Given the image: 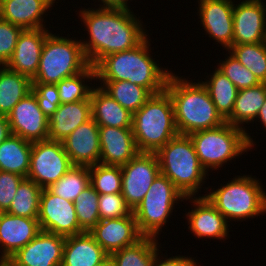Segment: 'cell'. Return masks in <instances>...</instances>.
<instances>
[{
  "instance_id": "obj_20",
  "label": "cell",
  "mask_w": 266,
  "mask_h": 266,
  "mask_svg": "<svg viewBox=\"0 0 266 266\" xmlns=\"http://www.w3.org/2000/svg\"><path fill=\"white\" fill-rule=\"evenodd\" d=\"M48 29L22 30L13 55L5 66L12 71L28 76L32 80L37 74L44 41L51 32Z\"/></svg>"
},
{
  "instance_id": "obj_8",
  "label": "cell",
  "mask_w": 266,
  "mask_h": 266,
  "mask_svg": "<svg viewBox=\"0 0 266 266\" xmlns=\"http://www.w3.org/2000/svg\"><path fill=\"white\" fill-rule=\"evenodd\" d=\"M189 136L200 164L208 174L252 149L246 131L227 122L217 128L195 131Z\"/></svg>"
},
{
  "instance_id": "obj_38",
  "label": "cell",
  "mask_w": 266,
  "mask_h": 266,
  "mask_svg": "<svg viewBox=\"0 0 266 266\" xmlns=\"http://www.w3.org/2000/svg\"><path fill=\"white\" fill-rule=\"evenodd\" d=\"M97 191L89 185L75 199V211L83 232H90L100 221Z\"/></svg>"
},
{
  "instance_id": "obj_18",
  "label": "cell",
  "mask_w": 266,
  "mask_h": 266,
  "mask_svg": "<svg viewBox=\"0 0 266 266\" xmlns=\"http://www.w3.org/2000/svg\"><path fill=\"white\" fill-rule=\"evenodd\" d=\"M41 231L38 218L0 212V266Z\"/></svg>"
},
{
  "instance_id": "obj_39",
  "label": "cell",
  "mask_w": 266,
  "mask_h": 266,
  "mask_svg": "<svg viewBox=\"0 0 266 266\" xmlns=\"http://www.w3.org/2000/svg\"><path fill=\"white\" fill-rule=\"evenodd\" d=\"M225 60H220L216 68L227 76L238 90L256 86L261 82L244 65L228 52Z\"/></svg>"
},
{
  "instance_id": "obj_17",
  "label": "cell",
  "mask_w": 266,
  "mask_h": 266,
  "mask_svg": "<svg viewBox=\"0 0 266 266\" xmlns=\"http://www.w3.org/2000/svg\"><path fill=\"white\" fill-rule=\"evenodd\" d=\"M240 1L233 6V44L266 42L265 0Z\"/></svg>"
},
{
  "instance_id": "obj_47",
  "label": "cell",
  "mask_w": 266,
  "mask_h": 266,
  "mask_svg": "<svg viewBox=\"0 0 266 266\" xmlns=\"http://www.w3.org/2000/svg\"><path fill=\"white\" fill-rule=\"evenodd\" d=\"M256 121L258 123L259 122L261 123L259 125L263 124L262 127L265 128L264 130H266V100H265L264 104L262 105V107L260 108V111H259V113H258V115H257V117L255 119V123H256Z\"/></svg>"
},
{
  "instance_id": "obj_24",
  "label": "cell",
  "mask_w": 266,
  "mask_h": 266,
  "mask_svg": "<svg viewBox=\"0 0 266 266\" xmlns=\"http://www.w3.org/2000/svg\"><path fill=\"white\" fill-rule=\"evenodd\" d=\"M92 118L91 100L61 103L50 116L48 139L62 142L78 126Z\"/></svg>"
},
{
  "instance_id": "obj_32",
  "label": "cell",
  "mask_w": 266,
  "mask_h": 266,
  "mask_svg": "<svg viewBox=\"0 0 266 266\" xmlns=\"http://www.w3.org/2000/svg\"><path fill=\"white\" fill-rule=\"evenodd\" d=\"M96 82H98L97 85L132 114L138 111L152 96L146 88L127 80Z\"/></svg>"
},
{
  "instance_id": "obj_36",
  "label": "cell",
  "mask_w": 266,
  "mask_h": 266,
  "mask_svg": "<svg viewBox=\"0 0 266 266\" xmlns=\"http://www.w3.org/2000/svg\"><path fill=\"white\" fill-rule=\"evenodd\" d=\"M89 185V167L73 165L63 177L48 189L62 199L74 202L76 197Z\"/></svg>"
},
{
  "instance_id": "obj_26",
  "label": "cell",
  "mask_w": 266,
  "mask_h": 266,
  "mask_svg": "<svg viewBox=\"0 0 266 266\" xmlns=\"http://www.w3.org/2000/svg\"><path fill=\"white\" fill-rule=\"evenodd\" d=\"M266 100V83H260L238 91L237 98L231 116L227 123L246 131L247 141L253 149L256 145L253 137L248 133L245 124L253 123Z\"/></svg>"
},
{
  "instance_id": "obj_16",
  "label": "cell",
  "mask_w": 266,
  "mask_h": 266,
  "mask_svg": "<svg viewBox=\"0 0 266 266\" xmlns=\"http://www.w3.org/2000/svg\"><path fill=\"white\" fill-rule=\"evenodd\" d=\"M197 15L205 34L227 52L233 45V6L235 0H197ZM199 13V14H198Z\"/></svg>"
},
{
  "instance_id": "obj_37",
  "label": "cell",
  "mask_w": 266,
  "mask_h": 266,
  "mask_svg": "<svg viewBox=\"0 0 266 266\" xmlns=\"http://www.w3.org/2000/svg\"><path fill=\"white\" fill-rule=\"evenodd\" d=\"M90 185L99 195L121 193V166L98 163L89 167Z\"/></svg>"
},
{
  "instance_id": "obj_45",
  "label": "cell",
  "mask_w": 266,
  "mask_h": 266,
  "mask_svg": "<svg viewBox=\"0 0 266 266\" xmlns=\"http://www.w3.org/2000/svg\"><path fill=\"white\" fill-rule=\"evenodd\" d=\"M130 1L132 0H98L101 4H98V7L104 8H122V9H130Z\"/></svg>"
},
{
  "instance_id": "obj_9",
  "label": "cell",
  "mask_w": 266,
  "mask_h": 266,
  "mask_svg": "<svg viewBox=\"0 0 266 266\" xmlns=\"http://www.w3.org/2000/svg\"><path fill=\"white\" fill-rule=\"evenodd\" d=\"M185 197L175 185L161 173L153 181L142 202L133 211L137 226L143 236L159 239L164 225L173 215L175 205L184 202Z\"/></svg>"
},
{
  "instance_id": "obj_48",
  "label": "cell",
  "mask_w": 266,
  "mask_h": 266,
  "mask_svg": "<svg viewBox=\"0 0 266 266\" xmlns=\"http://www.w3.org/2000/svg\"><path fill=\"white\" fill-rule=\"evenodd\" d=\"M96 266H114L110 257Z\"/></svg>"
},
{
  "instance_id": "obj_35",
  "label": "cell",
  "mask_w": 266,
  "mask_h": 266,
  "mask_svg": "<svg viewBox=\"0 0 266 266\" xmlns=\"http://www.w3.org/2000/svg\"><path fill=\"white\" fill-rule=\"evenodd\" d=\"M227 51L249 69L261 83H266V42L233 44Z\"/></svg>"
},
{
  "instance_id": "obj_4",
  "label": "cell",
  "mask_w": 266,
  "mask_h": 266,
  "mask_svg": "<svg viewBox=\"0 0 266 266\" xmlns=\"http://www.w3.org/2000/svg\"><path fill=\"white\" fill-rule=\"evenodd\" d=\"M156 155L160 173L166 176L184 197L201 196L198 194L201 189L205 190L204 193L207 192L208 188L203 186L211 174H208L200 164L189 135L178 134L173 137L156 152Z\"/></svg>"
},
{
  "instance_id": "obj_19",
  "label": "cell",
  "mask_w": 266,
  "mask_h": 266,
  "mask_svg": "<svg viewBox=\"0 0 266 266\" xmlns=\"http://www.w3.org/2000/svg\"><path fill=\"white\" fill-rule=\"evenodd\" d=\"M89 233L109 255L143 237L134 213L125 217L100 220Z\"/></svg>"
},
{
  "instance_id": "obj_42",
  "label": "cell",
  "mask_w": 266,
  "mask_h": 266,
  "mask_svg": "<svg viewBox=\"0 0 266 266\" xmlns=\"http://www.w3.org/2000/svg\"><path fill=\"white\" fill-rule=\"evenodd\" d=\"M22 28L0 18V66H4L13 55Z\"/></svg>"
},
{
  "instance_id": "obj_46",
  "label": "cell",
  "mask_w": 266,
  "mask_h": 266,
  "mask_svg": "<svg viewBox=\"0 0 266 266\" xmlns=\"http://www.w3.org/2000/svg\"><path fill=\"white\" fill-rule=\"evenodd\" d=\"M8 118L5 115H0V144L11 135Z\"/></svg>"
},
{
  "instance_id": "obj_7",
  "label": "cell",
  "mask_w": 266,
  "mask_h": 266,
  "mask_svg": "<svg viewBox=\"0 0 266 266\" xmlns=\"http://www.w3.org/2000/svg\"><path fill=\"white\" fill-rule=\"evenodd\" d=\"M68 35L60 36L52 31L47 35L32 83L57 84L90 66L80 39Z\"/></svg>"
},
{
  "instance_id": "obj_33",
  "label": "cell",
  "mask_w": 266,
  "mask_h": 266,
  "mask_svg": "<svg viewBox=\"0 0 266 266\" xmlns=\"http://www.w3.org/2000/svg\"><path fill=\"white\" fill-rule=\"evenodd\" d=\"M42 190L33 180L24 178L6 212L21 217L38 218Z\"/></svg>"
},
{
  "instance_id": "obj_6",
  "label": "cell",
  "mask_w": 266,
  "mask_h": 266,
  "mask_svg": "<svg viewBox=\"0 0 266 266\" xmlns=\"http://www.w3.org/2000/svg\"><path fill=\"white\" fill-rule=\"evenodd\" d=\"M132 131L138 151L147 153H156L179 134L173 102L166 90L152 95L133 113Z\"/></svg>"
},
{
  "instance_id": "obj_12",
  "label": "cell",
  "mask_w": 266,
  "mask_h": 266,
  "mask_svg": "<svg viewBox=\"0 0 266 266\" xmlns=\"http://www.w3.org/2000/svg\"><path fill=\"white\" fill-rule=\"evenodd\" d=\"M38 221L42 231L64 237L83 233L78 223L74 202L62 199L48 188L40 196Z\"/></svg>"
},
{
  "instance_id": "obj_43",
  "label": "cell",
  "mask_w": 266,
  "mask_h": 266,
  "mask_svg": "<svg viewBox=\"0 0 266 266\" xmlns=\"http://www.w3.org/2000/svg\"><path fill=\"white\" fill-rule=\"evenodd\" d=\"M25 177L0 171V212H6L16 195L18 185Z\"/></svg>"
},
{
  "instance_id": "obj_28",
  "label": "cell",
  "mask_w": 266,
  "mask_h": 266,
  "mask_svg": "<svg viewBox=\"0 0 266 266\" xmlns=\"http://www.w3.org/2000/svg\"><path fill=\"white\" fill-rule=\"evenodd\" d=\"M32 142L11 134L0 144V171L27 178Z\"/></svg>"
},
{
  "instance_id": "obj_1",
  "label": "cell",
  "mask_w": 266,
  "mask_h": 266,
  "mask_svg": "<svg viewBox=\"0 0 266 266\" xmlns=\"http://www.w3.org/2000/svg\"><path fill=\"white\" fill-rule=\"evenodd\" d=\"M87 36L80 41L91 66L106 55L130 50L148 35L140 16L133 10L122 8H81L78 11ZM140 18V19H139Z\"/></svg>"
},
{
  "instance_id": "obj_40",
  "label": "cell",
  "mask_w": 266,
  "mask_h": 266,
  "mask_svg": "<svg viewBox=\"0 0 266 266\" xmlns=\"http://www.w3.org/2000/svg\"><path fill=\"white\" fill-rule=\"evenodd\" d=\"M98 210L100 220L125 217L133 213L121 193L99 195Z\"/></svg>"
},
{
  "instance_id": "obj_2",
  "label": "cell",
  "mask_w": 266,
  "mask_h": 266,
  "mask_svg": "<svg viewBox=\"0 0 266 266\" xmlns=\"http://www.w3.org/2000/svg\"><path fill=\"white\" fill-rule=\"evenodd\" d=\"M151 40L148 35L130 50L106 55L94 66L96 81L127 80L146 88L152 95L163 92L172 71L161 67L151 56Z\"/></svg>"
},
{
  "instance_id": "obj_22",
  "label": "cell",
  "mask_w": 266,
  "mask_h": 266,
  "mask_svg": "<svg viewBox=\"0 0 266 266\" xmlns=\"http://www.w3.org/2000/svg\"><path fill=\"white\" fill-rule=\"evenodd\" d=\"M100 163L122 166L138 153L132 128L99 126Z\"/></svg>"
},
{
  "instance_id": "obj_11",
  "label": "cell",
  "mask_w": 266,
  "mask_h": 266,
  "mask_svg": "<svg viewBox=\"0 0 266 266\" xmlns=\"http://www.w3.org/2000/svg\"><path fill=\"white\" fill-rule=\"evenodd\" d=\"M121 170V194L134 211L160 174L159 160L156 153L139 152L128 163L122 165Z\"/></svg>"
},
{
  "instance_id": "obj_29",
  "label": "cell",
  "mask_w": 266,
  "mask_h": 266,
  "mask_svg": "<svg viewBox=\"0 0 266 266\" xmlns=\"http://www.w3.org/2000/svg\"><path fill=\"white\" fill-rule=\"evenodd\" d=\"M32 80L23 74L0 66V115L7 116L13 107L31 92Z\"/></svg>"
},
{
  "instance_id": "obj_31",
  "label": "cell",
  "mask_w": 266,
  "mask_h": 266,
  "mask_svg": "<svg viewBox=\"0 0 266 266\" xmlns=\"http://www.w3.org/2000/svg\"><path fill=\"white\" fill-rule=\"evenodd\" d=\"M158 239L143 236L136 243L109 255L114 266H151L157 250L162 248Z\"/></svg>"
},
{
  "instance_id": "obj_25",
  "label": "cell",
  "mask_w": 266,
  "mask_h": 266,
  "mask_svg": "<svg viewBox=\"0 0 266 266\" xmlns=\"http://www.w3.org/2000/svg\"><path fill=\"white\" fill-rule=\"evenodd\" d=\"M109 254L95 241L89 232L67 236L63 248L61 266H96Z\"/></svg>"
},
{
  "instance_id": "obj_23",
  "label": "cell",
  "mask_w": 266,
  "mask_h": 266,
  "mask_svg": "<svg viewBox=\"0 0 266 266\" xmlns=\"http://www.w3.org/2000/svg\"><path fill=\"white\" fill-rule=\"evenodd\" d=\"M3 0L0 18L24 29L47 28L45 16L57 0ZM44 17V18H43ZM44 23V24H43Z\"/></svg>"
},
{
  "instance_id": "obj_10",
  "label": "cell",
  "mask_w": 266,
  "mask_h": 266,
  "mask_svg": "<svg viewBox=\"0 0 266 266\" xmlns=\"http://www.w3.org/2000/svg\"><path fill=\"white\" fill-rule=\"evenodd\" d=\"M72 166L62 142L49 139L33 142L27 178L46 189L63 177Z\"/></svg>"
},
{
  "instance_id": "obj_30",
  "label": "cell",
  "mask_w": 266,
  "mask_h": 266,
  "mask_svg": "<svg viewBox=\"0 0 266 266\" xmlns=\"http://www.w3.org/2000/svg\"><path fill=\"white\" fill-rule=\"evenodd\" d=\"M210 76V77H209ZM207 78V79H206ZM201 83L206 87L218 113L226 121L233 112L238 88L215 67L213 73L206 75Z\"/></svg>"
},
{
  "instance_id": "obj_15",
  "label": "cell",
  "mask_w": 266,
  "mask_h": 266,
  "mask_svg": "<svg viewBox=\"0 0 266 266\" xmlns=\"http://www.w3.org/2000/svg\"><path fill=\"white\" fill-rule=\"evenodd\" d=\"M185 202L189 200L192 203L191 210L186 212L188 230L197 239H217L223 240L229 238V226L225 217L209 201L206 196L185 197ZM191 201V202H190ZM228 237V238H227Z\"/></svg>"
},
{
  "instance_id": "obj_21",
  "label": "cell",
  "mask_w": 266,
  "mask_h": 266,
  "mask_svg": "<svg viewBox=\"0 0 266 266\" xmlns=\"http://www.w3.org/2000/svg\"><path fill=\"white\" fill-rule=\"evenodd\" d=\"M62 143L73 165L90 167L100 163L99 125L93 118L73 130Z\"/></svg>"
},
{
  "instance_id": "obj_14",
  "label": "cell",
  "mask_w": 266,
  "mask_h": 266,
  "mask_svg": "<svg viewBox=\"0 0 266 266\" xmlns=\"http://www.w3.org/2000/svg\"><path fill=\"white\" fill-rule=\"evenodd\" d=\"M7 118L13 135L32 143L48 139L49 119L32 92L13 107Z\"/></svg>"
},
{
  "instance_id": "obj_44",
  "label": "cell",
  "mask_w": 266,
  "mask_h": 266,
  "mask_svg": "<svg viewBox=\"0 0 266 266\" xmlns=\"http://www.w3.org/2000/svg\"><path fill=\"white\" fill-rule=\"evenodd\" d=\"M161 252L162 251L160 249L157 250L151 266H200L198 265L199 262L197 261L196 257L192 258V256L186 257V255L183 256L178 254V256L176 255L168 258V254L161 256Z\"/></svg>"
},
{
  "instance_id": "obj_27",
  "label": "cell",
  "mask_w": 266,
  "mask_h": 266,
  "mask_svg": "<svg viewBox=\"0 0 266 266\" xmlns=\"http://www.w3.org/2000/svg\"><path fill=\"white\" fill-rule=\"evenodd\" d=\"M92 118L99 126L132 128L133 114L123 108L99 85L90 94Z\"/></svg>"
},
{
  "instance_id": "obj_34",
  "label": "cell",
  "mask_w": 266,
  "mask_h": 266,
  "mask_svg": "<svg viewBox=\"0 0 266 266\" xmlns=\"http://www.w3.org/2000/svg\"><path fill=\"white\" fill-rule=\"evenodd\" d=\"M93 80L94 83L97 80L96 70L94 66L90 65L83 72L68 78H64L62 81L58 82L56 86L61 103L87 100L90 97L92 88L94 87L93 85H96L87 82H92Z\"/></svg>"
},
{
  "instance_id": "obj_3",
  "label": "cell",
  "mask_w": 266,
  "mask_h": 266,
  "mask_svg": "<svg viewBox=\"0 0 266 266\" xmlns=\"http://www.w3.org/2000/svg\"><path fill=\"white\" fill-rule=\"evenodd\" d=\"M188 79L172 72L165 89L173 102L178 133L189 135L223 125L226 121L218 113L206 87L199 79L197 82Z\"/></svg>"
},
{
  "instance_id": "obj_13",
  "label": "cell",
  "mask_w": 266,
  "mask_h": 266,
  "mask_svg": "<svg viewBox=\"0 0 266 266\" xmlns=\"http://www.w3.org/2000/svg\"><path fill=\"white\" fill-rule=\"evenodd\" d=\"M65 238L41 231L26 246L19 249L4 266H61Z\"/></svg>"
},
{
  "instance_id": "obj_41",
  "label": "cell",
  "mask_w": 266,
  "mask_h": 266,
  "mask_svg": "<svg viewBox=\"0 0 266 266\" xmlns=\"http://www.w3.org/2000/svg\"><path fill=\"white\" fill-rule=\"evenodd\" d=\"M31 92L47 117H50L61 104L56 84L32 83Z\"/></svg>"
},
{
  "instance_id": "obj_5",
  "label": "cell",
  "mask_w": 266,
  "mask_h": 266,
  "mask_svg": "<svg viewBox=\"0 0 266 266\" xmlns=\"http://www.w3.org/2000/svg\"><path fill=\"white\" fill-rule=\"evenodd\" d=\"M233 177L218 188L208 186L206 196L209 201L222 213L227 222L246 221L266 213V191L260 179L243 174ZM215 189V190H214ZM230 220V221H229Z\"/></svg>"
}]
</instances>
